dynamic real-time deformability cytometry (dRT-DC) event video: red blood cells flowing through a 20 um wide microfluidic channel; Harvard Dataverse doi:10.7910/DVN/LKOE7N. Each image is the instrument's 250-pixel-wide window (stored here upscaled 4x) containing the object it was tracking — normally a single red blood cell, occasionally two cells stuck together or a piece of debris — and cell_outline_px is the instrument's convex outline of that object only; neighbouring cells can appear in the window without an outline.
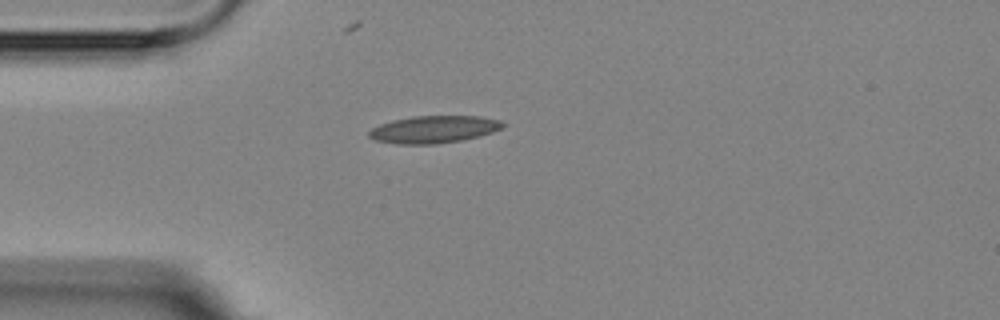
{"species": "Egyptian fruit bat (a non-hibernating species)", "species_latin": "Rousettus aegyptiacus", "temperature_condition": "room temperature", "stored_images_in_passage": 2, "camera_frame_rate_fps": 3000, "um_per_image_px": 0.085, "animal": {"sex": "female"}, "frame": {"image": 1, "passage_image": 1, "time_ms": 0.0, "image_size_px": [1000, 320], "cell_outline_px": [[504, 124], [500, 128], [492, 132], [480, 136], [464, 140], [436, 144], [396, 144], [376, 140], [368, 136], [368, 132], [372, 128], [380, 124], [392, 120], [412, 116], [480, 116], [500, 120]], "centroid_in_image_um": [36.85, 11.0], "position_along_channel_um": 48.1, "area_um2": 21.33}}